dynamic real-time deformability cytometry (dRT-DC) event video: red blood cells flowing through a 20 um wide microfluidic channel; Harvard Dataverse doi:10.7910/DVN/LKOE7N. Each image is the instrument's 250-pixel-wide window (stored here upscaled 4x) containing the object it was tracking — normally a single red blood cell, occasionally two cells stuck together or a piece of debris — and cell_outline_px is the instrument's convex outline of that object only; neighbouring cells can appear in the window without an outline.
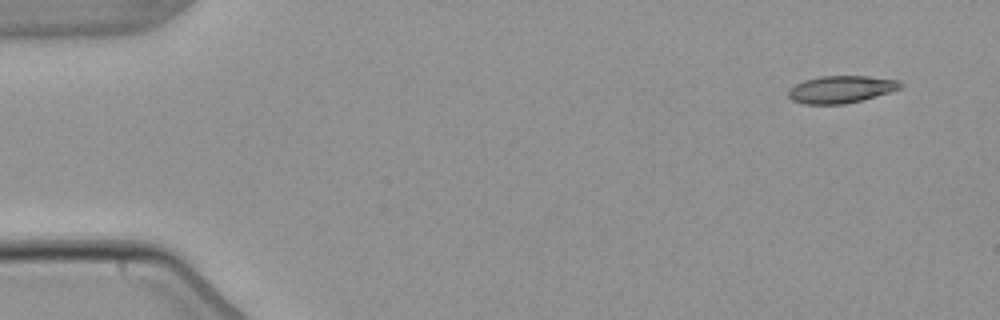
{"species": "common noctule bat (a hibernating species)", "species_latin": "Nyctalus noctula", "temperature_condition": "warm", "stored_images_in_passage": 5, "segment_of_instrument_passage": [2, 2], "camera_frame_rate_fps": 3000, "um_per_image_px": 0.085, "animal": {"sex": "male", "body_mass_g": 21.5, "forearm_length_mm": 52.0}, "frame": {"image": 1, "passage_image": 5, "time_ms": 5.667, "image_size_px": [1000, 320], "cell_outline_px": [[904, 84], [900, 88], [864, 100], [844, 104], [804, 104], [792, 100], [788, 96], [788, 92], [796, 84], [804, 80], [820, 76], [868, 76], [900, 80]], "centroid_in_image_um": [71.51, 7.59], "position_along_channel_um": 13.5, "area_um2": 17.8}}